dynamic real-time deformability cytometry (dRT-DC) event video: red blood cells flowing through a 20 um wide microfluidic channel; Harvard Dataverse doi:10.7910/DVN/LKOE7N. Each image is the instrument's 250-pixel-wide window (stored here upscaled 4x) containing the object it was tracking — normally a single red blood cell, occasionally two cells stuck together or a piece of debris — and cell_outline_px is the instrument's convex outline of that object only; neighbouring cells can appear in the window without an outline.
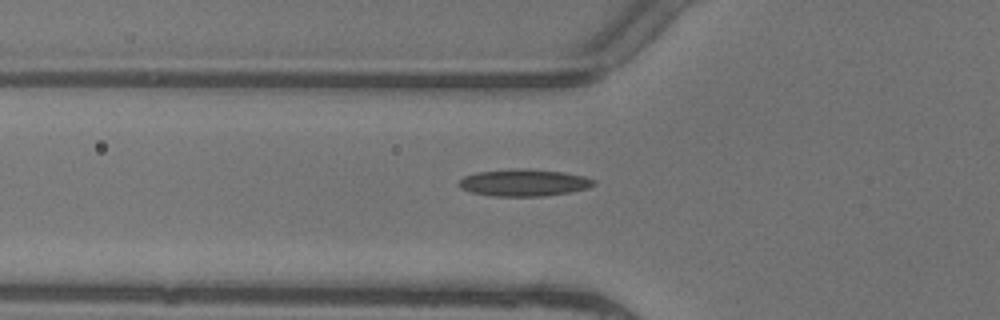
{"species": "common noctule bat (a hibernating species)", "species_latin": "Nyctalus noctula", "temperature_condition": "warm", "stored_images_in_passage": 5, "camera_frame_rate_fps": 3000, "um_per_image_px": 0.085, "animal": {"sex": "female"}, "frame": {"image": 1, "passage_image": 5, "time_ms": 1.333, "image_size_px": [1000, 320], "cell_outline_px": [[596, 184], [588, 188], [568, 192], [540, 196], [492, 196], [472, 192], [460, 188], [460, 180], [464, 176], [476, 172], [516, 168], [524, 168], [564, 172], [584, 176], [596, 180]], "centroid_in_image_um": [44.55, 15.51], "position_along_channel_um": 81.3, "area_um2": 21.15}}